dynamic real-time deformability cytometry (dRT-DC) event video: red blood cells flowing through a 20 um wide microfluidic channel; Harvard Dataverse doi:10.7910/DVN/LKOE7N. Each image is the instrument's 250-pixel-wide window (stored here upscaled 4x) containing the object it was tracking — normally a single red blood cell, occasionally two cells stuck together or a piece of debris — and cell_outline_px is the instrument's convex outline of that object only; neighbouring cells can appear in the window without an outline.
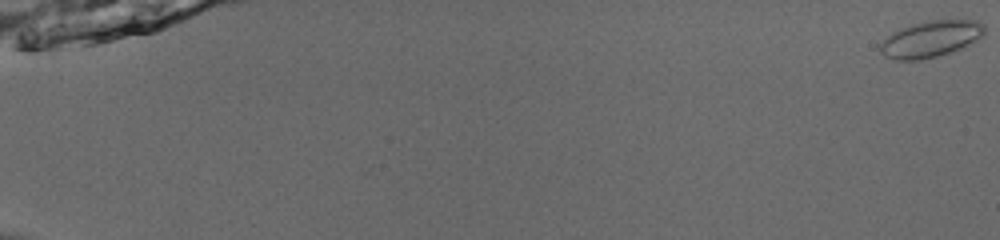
{"species": "common noctule bat (a hibernating species)", "species_latin": "Nyctalus noctula", "temperature_condition": "room temperature", "stored_images_in_passage": 54, "camera_frame_rate_fps": 3000, "um_per_image_px": 0.085, "animal": {"sex": "male", "body_mass_g": 13.0, "forearm_length_mm": 53.1}, "frame": {"image": 1, "passage_image": 1, "time_ms": 0.0, "image_size_px": [1000, 240], "cell_outline_px": [[984, 36], [960, 48], [936, 56], [920, 60], [896, 60], [884, 56], [880, 52], [880, 44], [892, 32], [900, 28], [924, 20], [976, 20], [984, 24]], "centroid_in_image_um": [79.09, 3.3], "position_along_channel_um": 5.9, "area_um2": 22.02}}
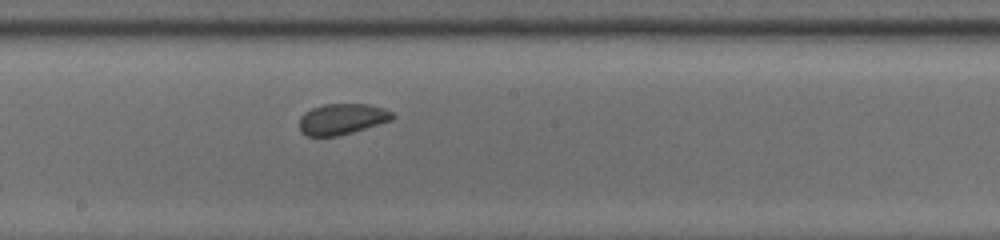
{"frame": {"image": 2, "passage_image": 33, "time_ms": 10.667, "image_size_px": [1000, 240], "cell_outline_px": [[396, 116], [392, 120], [352, 132], [336, 136], [308, 136], [300, 132], [300, 116], [304, 112], [312, 108], [324, 104], [368, 104], [384, 108], [392, 112]], "centroid_in_image_um": [29.07, 10.11], "position_along_channel_um": 219.1, "area_um2": 16.76}}
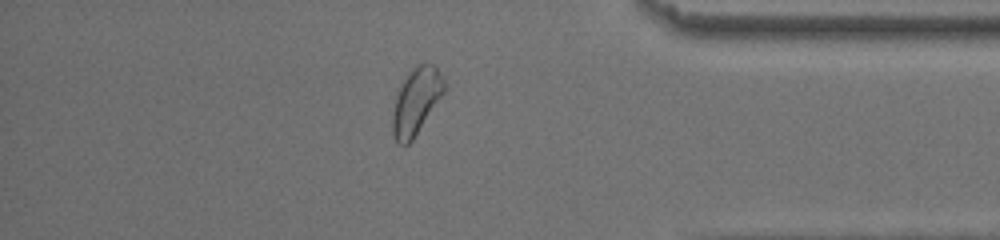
{"frame": {"image": 3, "passage_image": 48, "time_ms": 15.667, "image_size_px": [1000, 240], "cell_outline_px": [[444, 92], [412, 140], [408, 144], [400, 144], [396, 140], [392, 132], [392, 116], [396, 96], [404, 80], [412, 68], [420, 64], [432, 64], [436, 68], [444, 80]], "centroid_in_image_um": [35.36, 8.61], "position_along_channel_um": 399.8, "area_um2": 19.31}, "authors_computed_cell_mechanics": {"area_um2": 18.3515, "velocity_mm_per_s": 3.939, "shape_relaxation_time_tau1_ms": null, "shape_relaxation_time_tau2_ms": 7.1315, "deformation_change_tau1": null, "deformation_change_tau2": 0.0719}}